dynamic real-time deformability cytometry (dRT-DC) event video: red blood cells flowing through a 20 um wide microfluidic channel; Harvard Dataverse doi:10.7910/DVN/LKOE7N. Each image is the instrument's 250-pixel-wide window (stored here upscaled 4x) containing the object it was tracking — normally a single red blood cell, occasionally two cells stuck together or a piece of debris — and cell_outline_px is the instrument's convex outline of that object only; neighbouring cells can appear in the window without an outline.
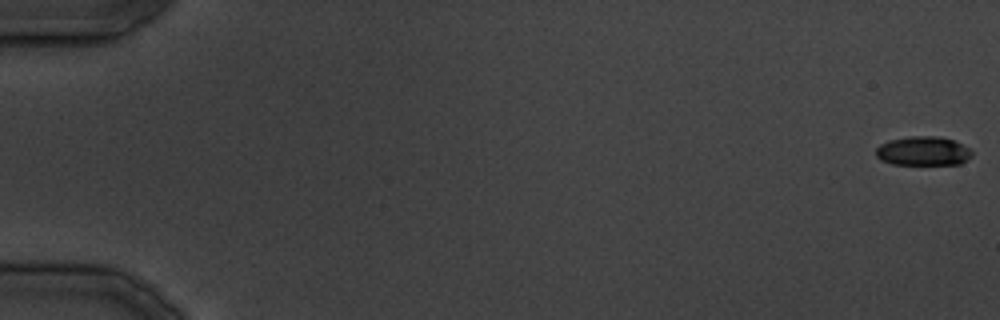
{"species": "common noctule bat (a hibernating species)", "species_latin": "Nyctalus noctula", "temperature_condition": "cold", "stored_images_in_passage": 11, "camera_frame_rate_fps": 3000, "um_per_image_px": 0.085, "animal": {"sex": "male", "body_mass_g": 19.5, "forearm_length_mm": 54.6}, "frame": {"image": 1, "passage_image": 1, "time_ms": 0.0, "image_size_px": [1000, 320], "cell_outline_px": [[972, 156], [960, 164], [892, 164], [880, 160], [876, 156], [876, 148], [880, 144], [888, 140], [908, 136], [936, 136], [952, 140], [968, 148], [972, 152]], "centroid_in_image_um": [78.42, 12.84], "position_along_channel_um": 6.6, "area_um2": 16.24}}
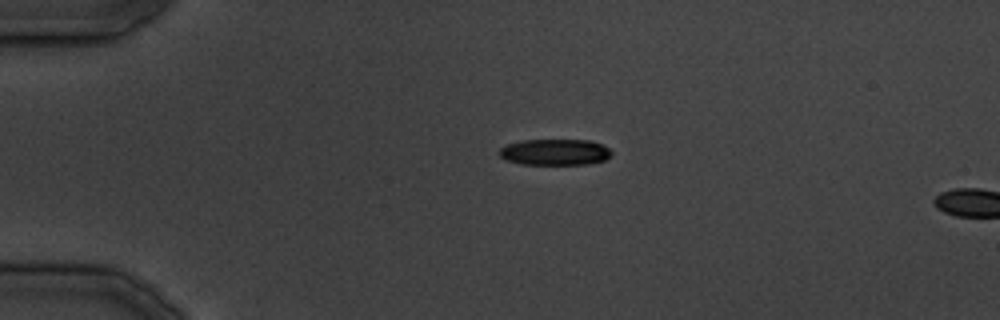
{"frame": {"image": 2, "passage_image": 9, "time_ms": 10.333, "image_size_px": [1000, 320], "cell_outline_px": [[612, 156], [604, 160], [588, 164], [520, 164], [504, 160], [496, 152], [500, 148], [508, 144], [520, 140], [592, 140], [608, 148], [612, 152]], "centroid_in_image_um": [47.13, 12.93], "position_along_channel_um": 37.9, "area_um2": 17.28}}